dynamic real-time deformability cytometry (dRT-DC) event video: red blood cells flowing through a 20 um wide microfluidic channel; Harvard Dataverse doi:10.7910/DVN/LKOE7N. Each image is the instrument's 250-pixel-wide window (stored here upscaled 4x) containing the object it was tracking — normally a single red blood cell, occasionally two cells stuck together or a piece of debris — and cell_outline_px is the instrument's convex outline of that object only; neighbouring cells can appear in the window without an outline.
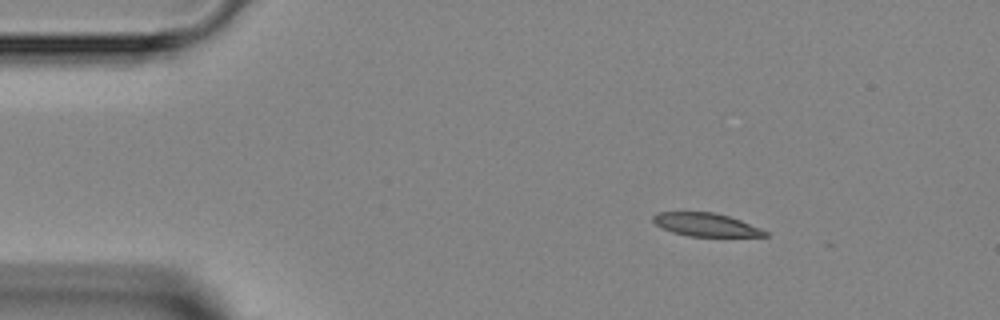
{"species": "Egyptian fruit bat (a non-hibernating species)", "species_latin": "Rousettus aegyptiacus", "temperature_condition": "room temperature", "stored_images_in_passage": 5, "camera_frame_rate_fps": 3000, "um_per_image_px": 0.085, "animal": {"sex": "female"}, "frame": {"image": 1, "passage_image": 1, "time_ms": 0.0, "image_size_px": [1000, 320], "cell_outline_px": [[768, 236], [688, 236], [672, 232], [656, 224], [652, 220], [652, 216], [656, 212], [712, 212], [728, 216], [740, 220], [760, 228], [768, 232]], "centroid_in_image_um": [59.97, 19.09], "position_along_channel_um": 25.0, "area_um2": 14.97}}
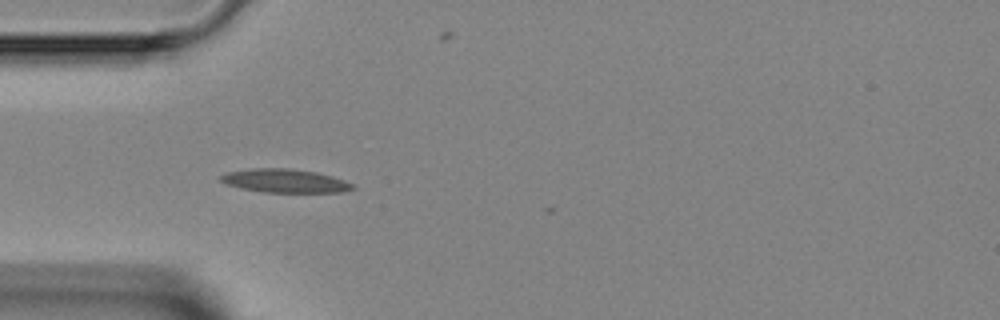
{"frame": {"image": 2, "passage_image": 3, "time_ms": 2.333, "image_size_px": [1000, 320], "cell_outline_px": [[356, 188], [340, 192], [264, 192], [244, 188], [228, 184], [220, 180], [220, 176], [228, 172], [252, 168], [288, 168], [316, 172], [332, 176], [344, 180], [352, 184]], "centroid_in_image_um": [24.24, 15.36], "position_along_channel_um": 60.8, "area_um2": 17.8}}
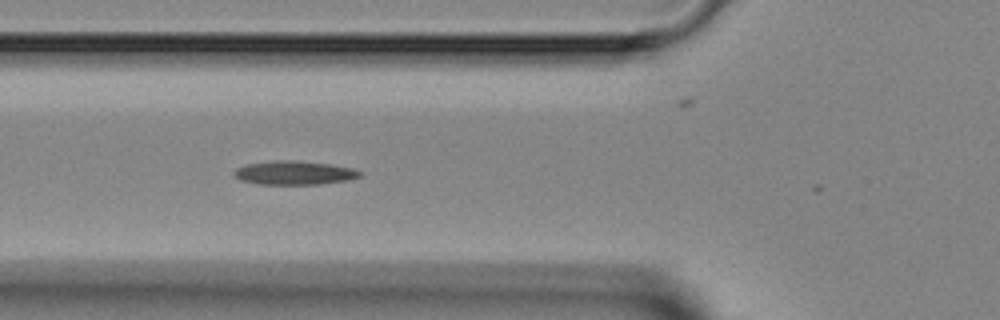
{"frame": {"image": 3, "passage_image": 4, "time_ms": 3.333, "image_size_px": [1000, 320], "cell_outline_px": [[360, 176], [348, 180], [320, 184], [256, 184], [240, 180], [232, 172], [236, 168], [248, 164], [272, 160], [296, 160], [328, 164], [352, 168], [360, 172]], "centroid_in_image_um": [24.97, 14.69], "position_along_channel_um": 100.8, "area_um2": 17.34}}